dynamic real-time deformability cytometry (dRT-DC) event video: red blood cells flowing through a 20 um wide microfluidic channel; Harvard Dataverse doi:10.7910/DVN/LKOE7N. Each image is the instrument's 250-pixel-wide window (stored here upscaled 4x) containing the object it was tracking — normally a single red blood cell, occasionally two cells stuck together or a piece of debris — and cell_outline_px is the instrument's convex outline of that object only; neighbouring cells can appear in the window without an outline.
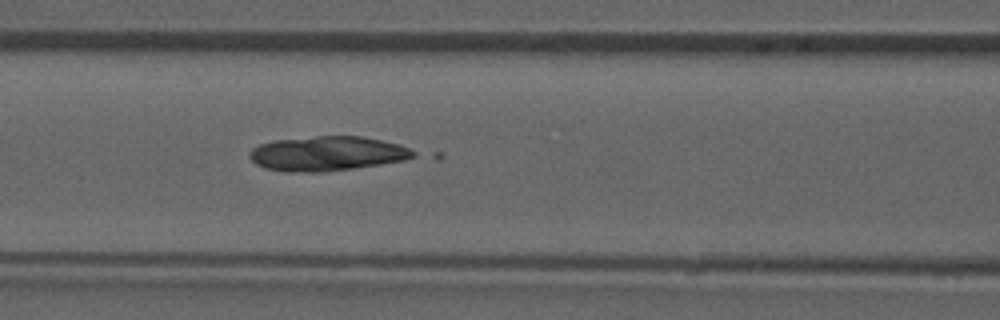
{"species": "common noctule bat (a hibernating species)", "species_latin": "Nyctalus noctula", "temperature_condition": "room temperature", "stored_images_in_passage": 52, "camera_frame_rate_fps": 3000, "um_per_image_px": 0.085, "animal": {"sex": "male", "forearm_length_mm": 52.5}, "frame": {"image": 1, "passage_image": 22, "time_ms": 7.0, "image_size_px": [1000, 320], "cell_outline_px": [[416, 156], [404, 160], [380, 164], [352, 168], [320, 172], [284, 172], [264, 168], [256, 164], [248, 156], [248, 152], [252, 148], [260, 144], [272, 140], [316, 136], [360, 136], [380, 140], [396, 144], [408, 148], [416, 152]], "centroid_in_image_um": [27.74, 13.05], "position_along_channel_um": 138.9, "area_um2": 32.95}}
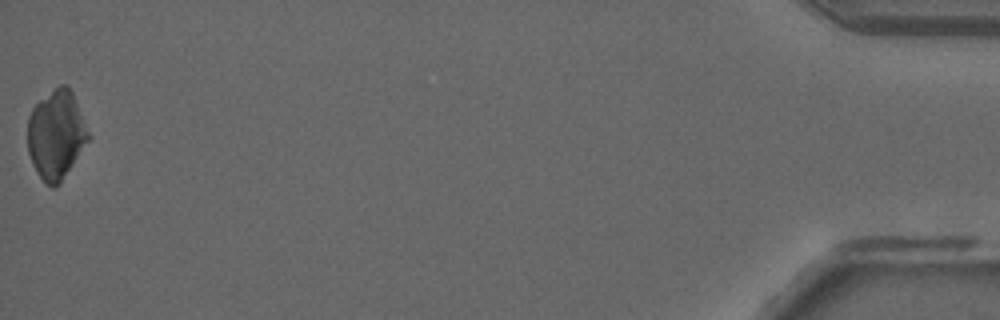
{"frame": {"image": 2, "passage_image": 52, "time_ms": 17.0, "image_size_px": [1000, 320], "cell_outline_px": [[92, 136], [60, 184], [56, 188], [52, 188], [36, 172], [32, 164], [28, 152], [28, 116], [32, 108], [40, 100], [60, 84], [68, 84], [72, 92]], "centroid_in_image_um": [4.79, 11.46], "position_along_channel_um": 430.4, "area_um2": 31.62}}